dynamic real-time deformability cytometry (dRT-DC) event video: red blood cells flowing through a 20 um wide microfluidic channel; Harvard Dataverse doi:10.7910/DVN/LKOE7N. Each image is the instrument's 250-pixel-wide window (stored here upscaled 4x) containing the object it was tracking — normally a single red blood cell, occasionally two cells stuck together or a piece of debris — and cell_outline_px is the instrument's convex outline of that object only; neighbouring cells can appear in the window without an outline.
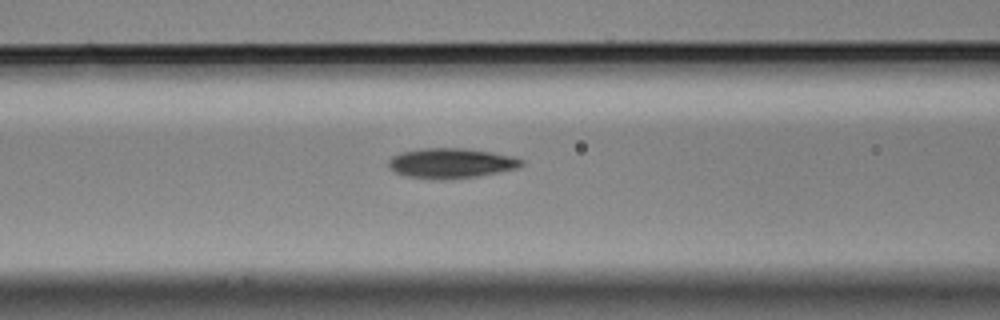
{"species": "Egyptian fruit bat (a non-hibernating species)", "species_latin": "Rousettus aegyptiacus", "temperature_condition": "cold", "stored_images_in_passage": 6, "camera_frame_rate_fps": 3000, "um_per_image_px": 0.085, "animal": {"sex": "male"}, "frame": {"image": 1, "passage_image": 6, "time_ms": 1.667, "image_size_px": [1000, 320], "cell_outline_px": [[524, 164], [520, 168], [500, 172], [476, 176], [444, 180], [440, 180], [404, 176], [388, 168], [388, 160], [392, 156], [400, 152], [420, 148], [464, 148], [492, 152], [512, 156], [524, 160]], "centroid_in_image_um": [38.33, 13.87], "position_along_channel_um": 128.3, "area_um2": 23.58}}